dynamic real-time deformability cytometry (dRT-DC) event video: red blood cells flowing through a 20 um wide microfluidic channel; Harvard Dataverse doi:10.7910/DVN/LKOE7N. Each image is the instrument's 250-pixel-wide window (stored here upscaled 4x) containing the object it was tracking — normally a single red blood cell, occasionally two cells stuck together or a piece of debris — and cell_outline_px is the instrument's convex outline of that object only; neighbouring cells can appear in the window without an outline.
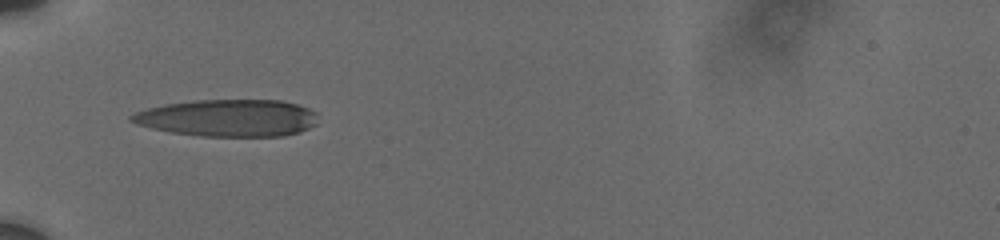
{"species": "human", "species_latin": "Homo sapiens", "temperature_condition": "cold", "stored_images_in_passage": 8, "camera_frame_rate_fps": 3000, "um_per_image_px": 0.085, "donor": {"sex": "male"}, "frame": {"image": 1, "passage_image": 1, "time_ms": 0.0, "image_size_px": [1000, 240], "cell_outline_px": [[316, 124], [300, 132], [284, 136], [200, 136], [168, 132], [136, 124], [128, 120], [128, 116], [136, 112], [148, 108], [164, 104], [196, 100], [280, 100], [296, 104], [308, 108], [316, 112]], "centroid_in_image_um": [19.35, 10.03], "position_along_channel_um": 65.6, "area_um2": 40.46}}
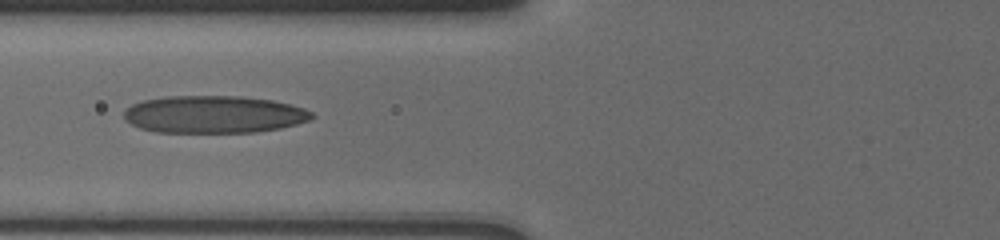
{"frame": {"image": 2, "passage_image": 7, "time_ms": 1.333, "image_size_px": [1000, 240], "cell_outline_px": [[316, 116], [312, 120], [280, 128], [256, 132], [156, 132], [140, 128], [124, 120], [124, 112], [132, 104], [144, 100], [168, 96], [240, 96], [272, 100], [304, 108], [312, 112]], "centroid_in_image_um": [18.2, 9.72], "position_along_channel_um": 107.6, "area_um2": 40.98}}